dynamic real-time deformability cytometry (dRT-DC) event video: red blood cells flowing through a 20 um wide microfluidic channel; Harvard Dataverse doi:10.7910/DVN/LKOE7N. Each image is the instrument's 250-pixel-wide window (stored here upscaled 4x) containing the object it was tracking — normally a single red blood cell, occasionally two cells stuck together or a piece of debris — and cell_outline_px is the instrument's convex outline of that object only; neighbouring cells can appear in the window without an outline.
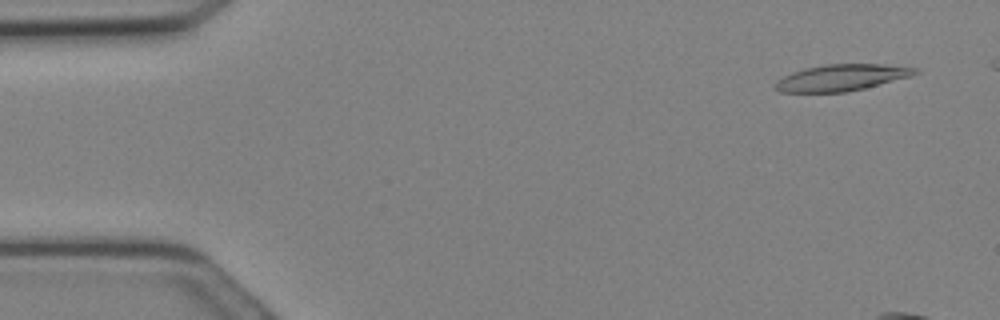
{"species": "Egyptian fruit bat (a non-hibernating species)", "species_latin": "Rousettus aegyptiacus", "temperature_condition": "cold", "stored_images_in_passage": 7, "camera_frame_rate_fps": 3000, "um_per_image_px": 0.085, "animal": {"sex": "female"}, "frame": {"image": 1, "passage_image": 2, "time_ms": 0.333, "image_size_px": [1000, 320], "cell_outline_px": [[920, 72], [912, 76], [848, 92], [780, 92], [772, 88], [772, 84], [776, 80], [792, 72], [804, 68], [824, 64], [884, 64], [920, 68]], "centroid_in_image_um": [71.51, 6.59], "position_along_channel_um": 13.5, "area_um2": 21.85}}